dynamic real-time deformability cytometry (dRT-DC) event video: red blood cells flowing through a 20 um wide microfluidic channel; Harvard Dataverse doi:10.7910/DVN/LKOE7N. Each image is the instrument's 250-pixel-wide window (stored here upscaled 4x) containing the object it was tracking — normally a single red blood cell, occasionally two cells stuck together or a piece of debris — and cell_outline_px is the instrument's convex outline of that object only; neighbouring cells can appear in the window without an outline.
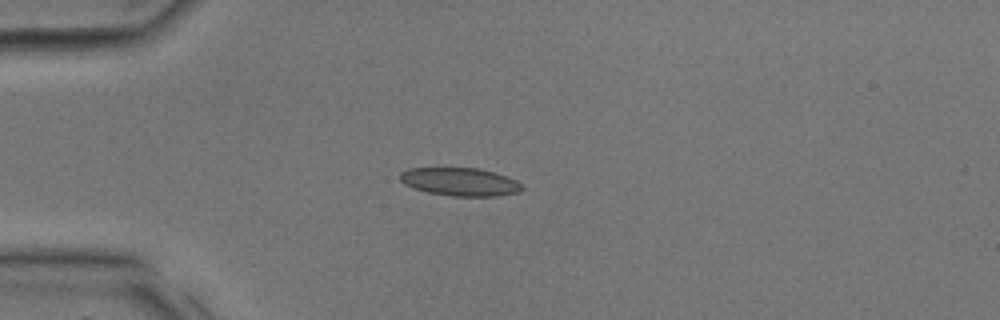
{"species": "common noctule bat (a hibernating species)", "species_latin": "Nyctalus noctula", "temperature_condition": "room temperature", "stored_images_in_passage": 26, "camera_frame_rate_fps": 3000, "um_per_image_px": 0.085, "animal": {"sex": "male", "body_mass_g": 17.9, "forearm_length_mm": 54.2}, "frame": {"image": 1, "passage_image": 1, "time_ms": 0.0, "image_size_px": [1000, 320], "cell_outline_px": [[524, 188], [520, 192], [496, 196], [452, 196], [428, 192], [404, 184], [400, 180], [400, 172], [408, 168], [476, 168], [492, 172], [516, 180]], "centroid_in_image_um": [39.09, 15.45], "position_along_channel_um": 45.9, "area_um2": 19.77}}
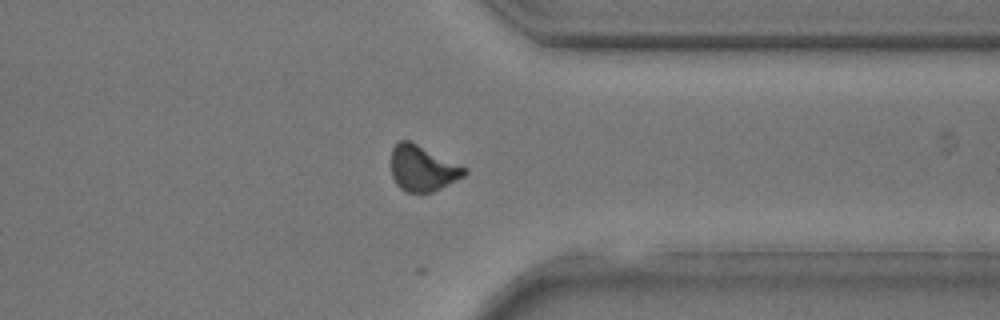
{"frame": {"image": 2, "passage_image": 19, "time_ms": 6.0, "image_size_px": [1000, 320], "cell_outline_px": [[468, 172], [464, 176], [432, 192], [420, 196], [404, 192], [396, 184], [392, 176], [392, 148], [400, 140], [408, 140], [468, 168]], "centroid_in_image_um": [35.91, 14.36], "position_along_channel_um": 375.5, "area_um2": 19.71}}
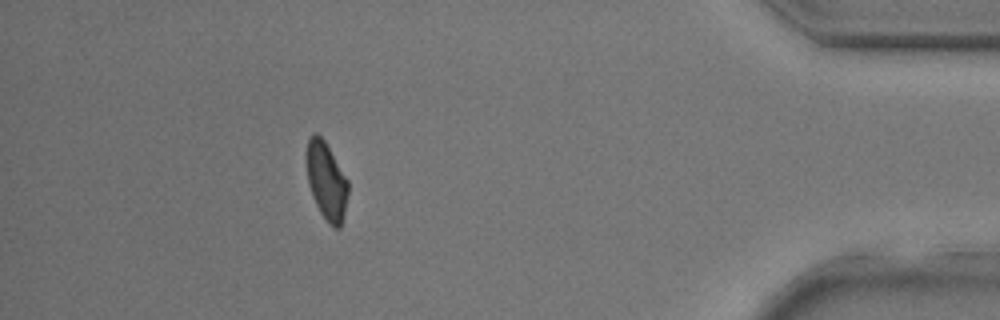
{"frame": {"image": 3, "passage_image": 23, "time_ms": 7.333, "image_size_px": [1000, 320], "cell_outline_px": [[348, 192], [344, 216], [340, 228], [332, 228], [328, 224], [320, 212], [312, 196], [308, 184], [308, 140], [312, 132], [316, 132], [324, 140], [348, 180]], "centroid_in_image_um": [27.77, 15.43], "position_along_channel_um": 407.4, "area_um2": 18.55}}